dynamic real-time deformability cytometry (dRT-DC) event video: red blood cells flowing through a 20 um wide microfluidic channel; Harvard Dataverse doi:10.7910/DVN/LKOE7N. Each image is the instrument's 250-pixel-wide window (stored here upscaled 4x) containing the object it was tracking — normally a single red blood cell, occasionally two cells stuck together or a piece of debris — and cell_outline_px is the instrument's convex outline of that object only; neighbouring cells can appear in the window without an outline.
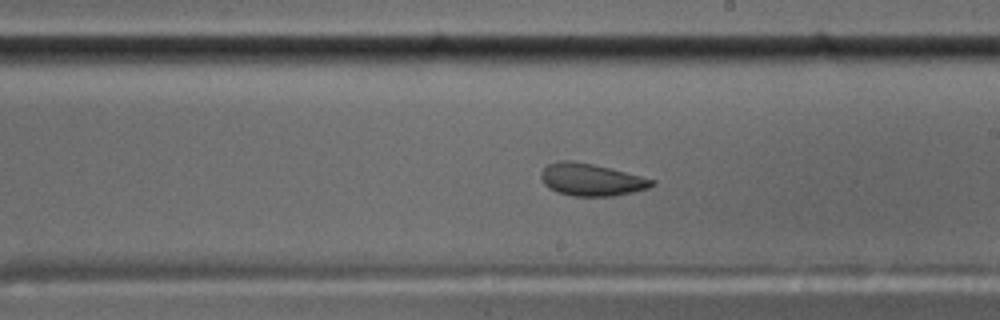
{"species": "common noctule bat (a hibernating species)", "species_latin": "Nyctalus noctula", "temperature_condition": "cold", "stored_images_in_passage": 58, "camera_frame_rate_fps": 3000, "um_per_image_px": 0.085, "animal": {"sex": "male", "body_mass_g": 17.5, "forearm_length_mm": 52.3}, "frame": {"image": 1, "passage_image": 33, "time_ms": 10.667, "image_size_px": [1000, 320], "cell_outline_px": [[656, 184], [648, 188], [632, 192], [612, 196], [572, 196], [556, 192], [548, 188], [544, 184], [540, 176], [540, 172], [548, 164], [556, 160], [572, 160], [592, 164], [656, 180]], "centroid_in_image_um": [50.21, 15.27], "position_along_channel_um": 238.8, "area_um2": 20.87}}
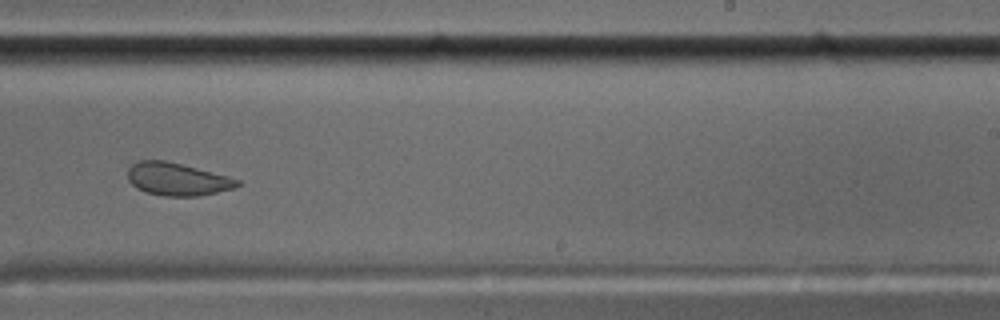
{"frame": {"image": 2, "passage_image": 36, "time_ms": 11.667, "image_size_px": [1000, 320], "cell_outline_px": [[240, 184], [232, 188], [216, 192], [196, 196], [164, 196], [144, 192], [136, 188], [128, 180], [128, 168], [136, 160], [164, 160], [228, 176], [240, 180]], "centroid_in_image_um": [15.01, 15.23], "position_along_channel_um": 274.0, "area_um2": 20.75}}
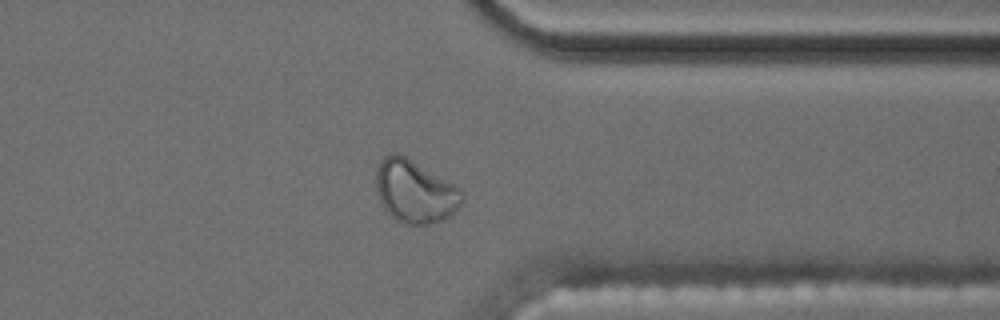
{"frame": {"image": 3, "passage_image": 45, "time_ms": 14.667, "image_size_px": [1000, 320], "cell_outline_px": [[464, 200], [448, 216], [440, 220], [428, 224], [408, 224], [396, 220], [384, 208], [380, 200], [376, 188], [376, 168], [380, 160], [384, 156], [392, 152], [400, 152], [460, 188], [464, 192]], "centroid_in_image_um": [35.24, 16.23], "position_along_channel_um": 376.2, "area_um2": 31.39}, "authors_computed_cell_mechanics": {"area_um2": 21.4149, "velocity_mm_per_s": 3.5154, "shape_relaxation_time_tau1_ms": null, "shape_relaxation_time_tau2_ms": 1.692, "deformation_change_tau1": null, "deformation_change_tau2": 0.0632}}